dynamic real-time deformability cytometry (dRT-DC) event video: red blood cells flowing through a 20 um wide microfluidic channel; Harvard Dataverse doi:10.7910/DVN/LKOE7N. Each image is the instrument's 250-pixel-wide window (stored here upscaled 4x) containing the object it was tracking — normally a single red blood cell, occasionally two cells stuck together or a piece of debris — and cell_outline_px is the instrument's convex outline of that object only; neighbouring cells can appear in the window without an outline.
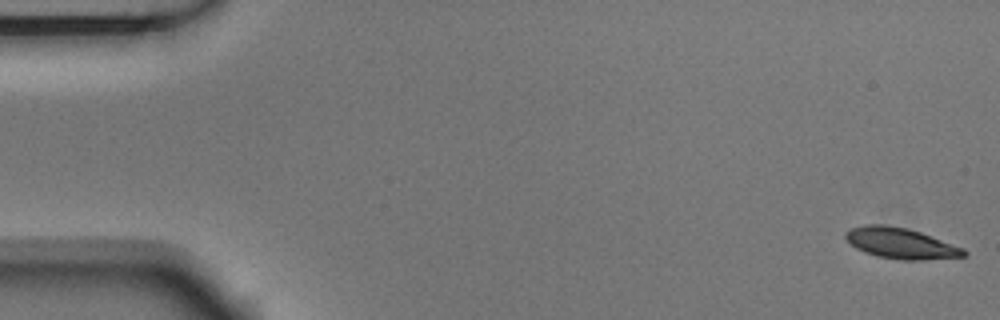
{"species": "Egyptian fruit bat (a non-hibernating species)", "species_latin": "Rousettus aegyptiacus", "temperature_condition": "room temperature", "stored_images_in_passage": 7, "camera_frame_rate_fps": 3000, "um_per_image_px": 0.085, "animal": {"sex": "male"}, "frame": {"image": 1, "passage_image": 1, "time_ms": 0.0, "image_size_px": [1000, 320], "cell_outline_px": [[968, 252], [964, 256], [920, 260], [900, 260], [876, 256], [864, 252], [856, 248], [844, 236], [844, 232], [852, 228], [864, 224], [884, 224], [908, 228], [920, 232], [964, 248]], "centroid_in_image_um": [76.54, 20.67], "position_along_channel_um": 8.5, "area_um2": 21.21}}
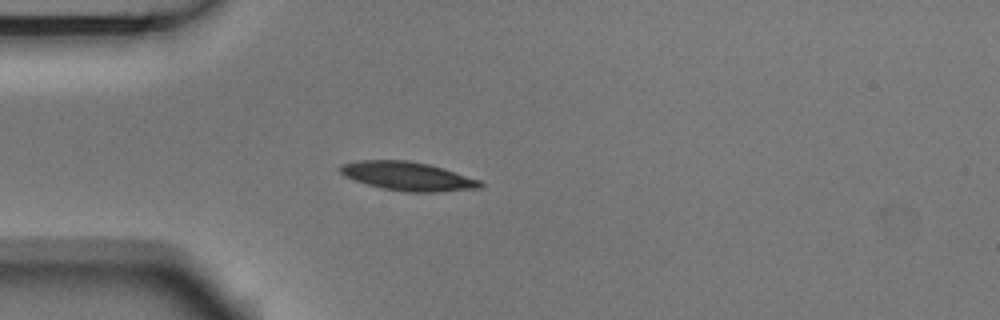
{"frame": {"image": 2, "passage_image": 5, "time_ms": 1.333, "image_size_px": [1000, 320], "cell_outline_px": [[484, 184], [480, 188], [440, 192], [404, 192], [384, 188], [368, 184], [344, 176], [336, 168], [340, 164], [360, 160], [408, 160], [428, 164], [444, 168], [480, 180]], "centroid_in_image_um": [34.65, 14.97], "position_along_channel_um": 50.3, "area_um2": 23.52}}
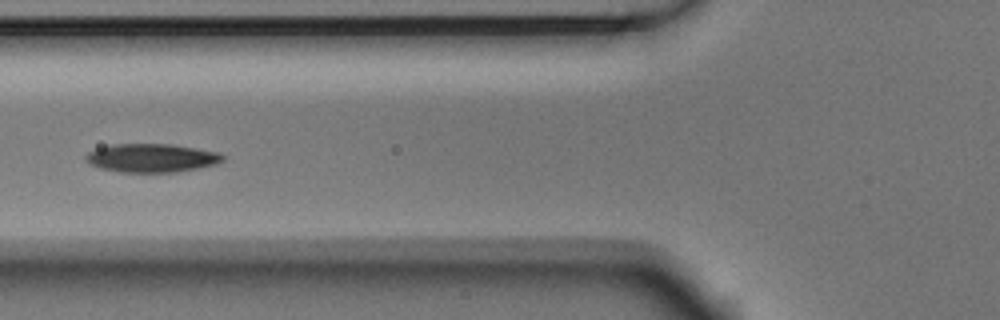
{"frame": {"image": 3, "passage_image": 7, "time_ms": 2.0, "image_size_px": [1000, 320], "cell_outline_px": [[224, 160], [216, 164], [176, 172], [120, 172], [100, 168], [88, 164], [84, 160], [84, 156], [88, 152], [96, 148], [112, 144], [172, 144], [220, 152], [224, 156]], "centroid_in_image_um": [12.85, 13.42], "position_along_channel_um": 113.0, "area_um2": 22.95}}